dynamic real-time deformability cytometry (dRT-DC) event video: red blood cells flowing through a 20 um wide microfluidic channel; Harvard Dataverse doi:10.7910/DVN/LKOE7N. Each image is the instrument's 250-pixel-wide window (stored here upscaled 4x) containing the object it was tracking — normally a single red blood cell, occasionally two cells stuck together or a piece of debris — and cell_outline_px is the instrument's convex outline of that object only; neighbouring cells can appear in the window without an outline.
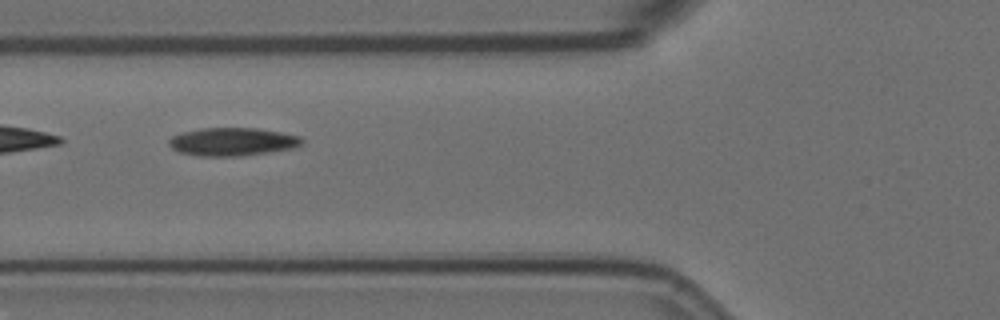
{"species": "Egyptian fruit bat (a non-hibernating species)", "species_latin": "Rousettus aegyptiacus", "temperature_condition": "room temperature", "stored_images_in_passage": 9, "camera_frame_rate_fps": 3000, "um_per_image_px": 0.085, "animal": {"sex": "female"}, "frame": {"image": 1, "passage_image": 3, "time_ms": 0.667, "image_size_px": [1000, 320], "cell_outline_px": [[304, 140], [300, 144], [292, 148], [268, 152], [240, 156], [200, 156], [180, 152], [172, 148], [168, 144], [168, 140], [172, 136], [184, 132], [200, 128], [256, 128], [280, 132], [300, 136]], "centroid_in_image_um": [19.74, 12.04], "position_along_channel_um": 106.1, "area_um2": 21.62}}
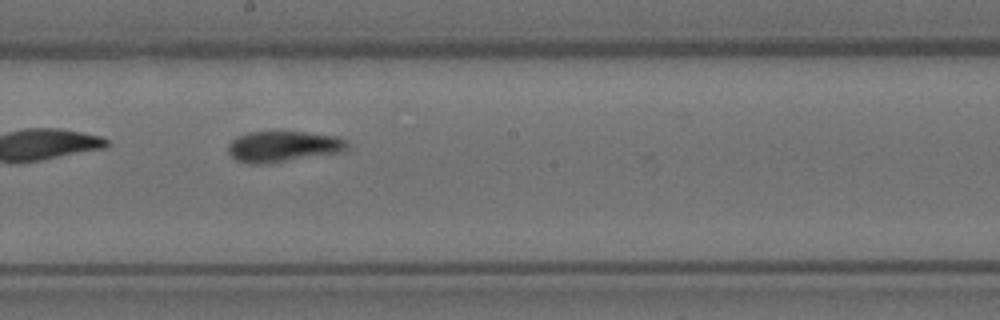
{"frame": {"image": 2, "passage_image": 6, "time_ms": 1.667, "image_size_px": [1000, 320], "cell_outline_px": [[348, 148], [340, 152], [264, 164], [248, 164], [236, 160], [228, 152], [228, 144], [236, 136], [248, 132], [304, 132], [340, 136], [348, 140]], "centroid_in_image_um": [24.07, 12.44], "position_along_channel_um": 224.1, "area_um2": 21.5}}
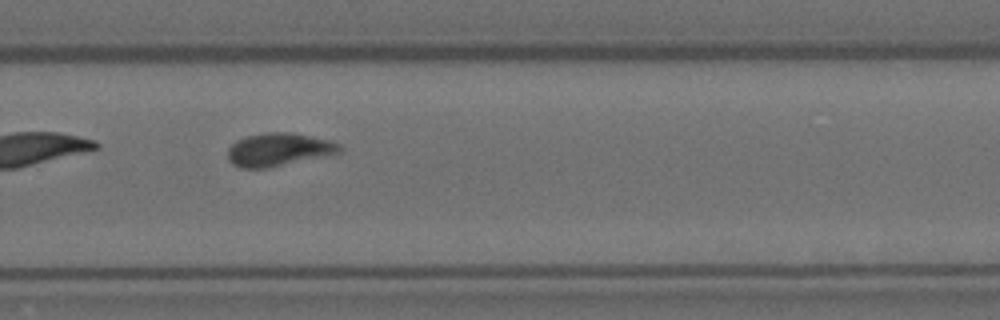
{"frame": {"image": 3, "passage_image": 8, "time_ms": 2.333, "image_size_px": [1000, 320], "cell_outline_px": [[344, 148], [340, 152], [268, 168], [240, 168], [232, 164], [228, 160], [228, 148], [236, 140], [244, 136], [264, 132], [292, 132], [332, 140], [340, 144]], "centroid_in_image_um": [23.67, 12.69], "position_along_channel_um": 306.1, "area_um2": 21.73}}